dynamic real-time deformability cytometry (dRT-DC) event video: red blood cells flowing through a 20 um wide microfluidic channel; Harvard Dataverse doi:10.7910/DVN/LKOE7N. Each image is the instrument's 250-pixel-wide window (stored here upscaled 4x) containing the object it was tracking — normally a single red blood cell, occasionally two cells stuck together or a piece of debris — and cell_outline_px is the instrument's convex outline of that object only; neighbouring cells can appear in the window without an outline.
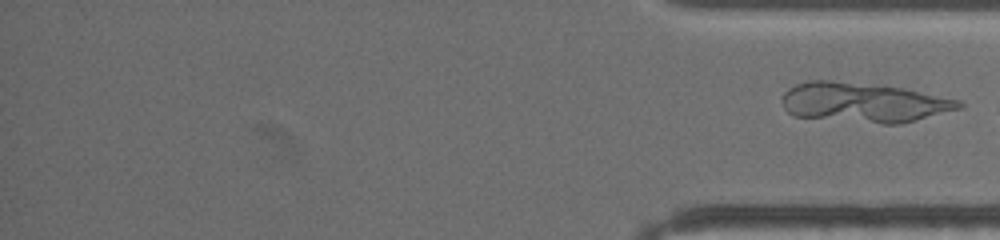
{"species": "common noctule bat (a hibernating species)", "species_latin": "Nyctalus noctula", "temperature_condition": "warm", "stored_images_in_passage": 27, "segment_of_instrument_passage": [2, 2], "camera_frame_rate_fps": 3000, "um_per_image_px": 0.085, "animal": {"sex": "female", "body_mass_g": 19.5, "forearm_length_mm": 54.1}, "frame": {"image": 1, "passage_image": 27, "time_ms": 14.0, "image_size_px": [1000, 240], "cell_outline_px": [[964, 108], [900, 124], [880, 124], [792, 116], [784, 108], [780, 100], [784, 92], [788, 88], [796, 84], [808, 80], [832, 80], [904, 88], [960, 100], [964, 104]], "centroid_in_image_um": [73.4, 8.72], "position_along_channel_um": 361.8, "area_um2": 41.33}}